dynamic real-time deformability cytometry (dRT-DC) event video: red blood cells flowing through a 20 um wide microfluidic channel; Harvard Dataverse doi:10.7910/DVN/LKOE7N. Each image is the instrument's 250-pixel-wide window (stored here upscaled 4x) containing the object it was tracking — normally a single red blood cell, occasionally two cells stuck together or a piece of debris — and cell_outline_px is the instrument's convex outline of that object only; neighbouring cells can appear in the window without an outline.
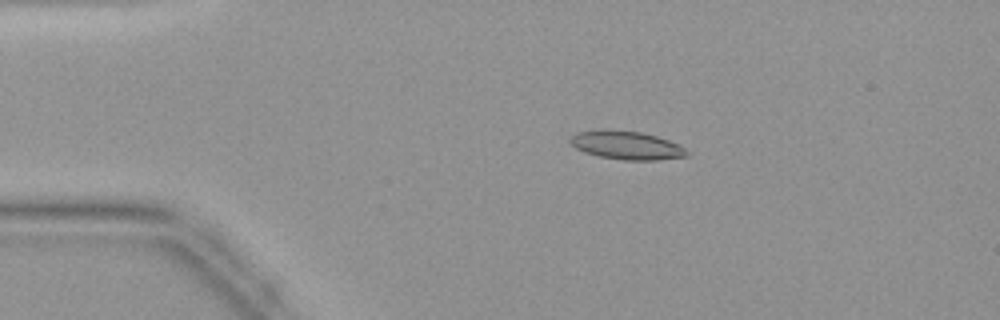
{"species": "common noctule bat (a hibernating species)", "species_latin": "Nyctalus noctula", "temperature_condition": "warm", "stored_images_in_passage": 40, "camera_frame_rate_fps": 3000, "um_per_image_px": 0.085, "animal": {"sex": "female", "body_mass_g": 19.9}, "frame": {"image": 1, "passage_image": 5, "time_ms": 1.333, "image_size_px": [1000, 320], "cell_outline_px": [[688, 156], [656, 160], [624, 160], [600, 156], [584, 152], [568, 144], [568, 140], [576, 132], [604, 128], [644, 132], [680, 144], [688, 152]], "centroid_in_image_um": [53.22, 12.32], "position_along_channel_um": 31.8, "area_um2": 19.65}}
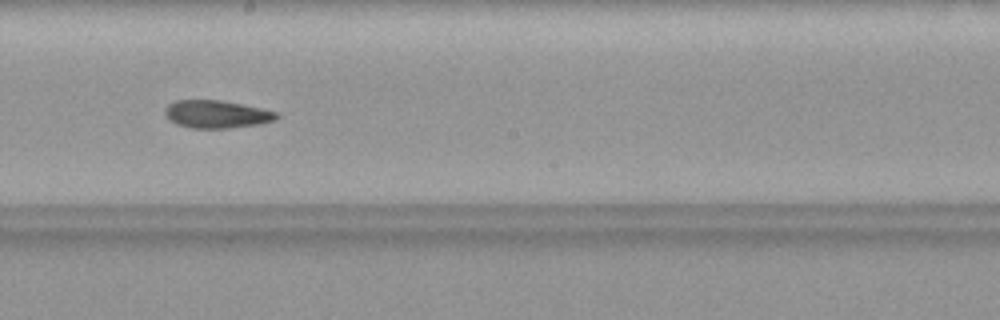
{"frame": {"image": 2, "passage_image": 21, "time_ms": 6.667, "image_size_px": [1000, 320], "cell_outline_px": [[280, 116], [276, 120], [260, 124], [228, 128], [192, 128], [176, 124], [168, 120], [164, 112], [164, 108], [168, 104], [176, 100], [220, 100], [280, 112]], "centroid_in_image_um": [18.41, 9.71], "position_along_channel_um": 229.8, "area_um2": 18.21}}
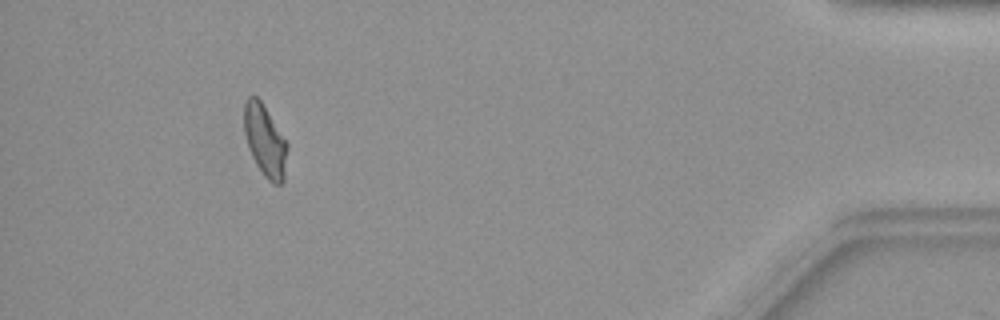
{"frame": {"image": 3, "passage_image": 37, "time_ms": 12.0, "image_size_px": [1000, 320], "cell_outline_px": [[288, 148], [284, 180], [280, 184], [272, 184], [264, 176], [256, 164], [248, 148], [244, 132], [244, 100], [248, 96], [256, 96], [260, 100], [288, 144]], "centroid_in_image_um": [22.52, 11.98], "position_along_channel_um": 412.7, "area_um2": 18.03}}